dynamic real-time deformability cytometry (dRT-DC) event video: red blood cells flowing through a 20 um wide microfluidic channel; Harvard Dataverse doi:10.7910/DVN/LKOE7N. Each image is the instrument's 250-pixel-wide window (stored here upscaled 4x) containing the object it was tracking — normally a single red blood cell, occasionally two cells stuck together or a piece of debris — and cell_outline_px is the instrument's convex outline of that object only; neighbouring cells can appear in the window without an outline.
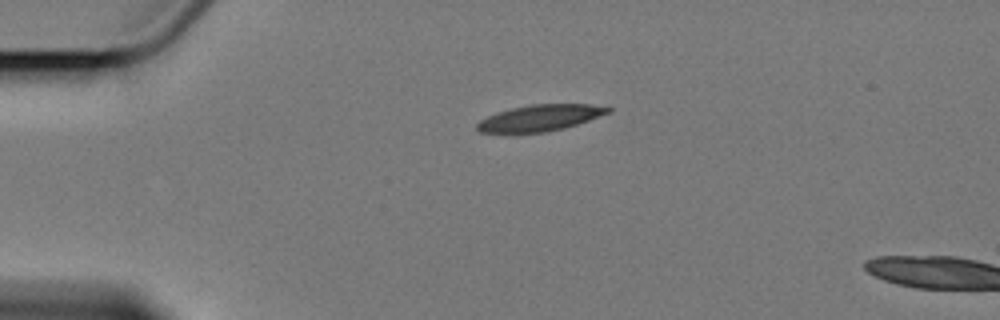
{"species": "Egyptian fruit bat (a non-hibernating species)", "species_latin": "Rousettus aegyptiacus", "temperature_condition": "cold", "stored_images_in_passage": 3, "segment_of_instrument_passage": [1, 2], "camera_frame_rate_fps": 3000, "um_per_image_px": 0.085, "animal": {"sex": "female"}, "frame": {"image": 1, "passage_image": 1, "time_ms": 0.0, "image_size_px": [1000, 320], "cell_outline_px": [[612, 112], [564, 128], [548, 132], [480, 132], [476, 128], [476, 124], [480, 120], [496, 112], [512, 108], [532, 104], [592, 104], [612, 108]], "centroid_in_image_um": [45.93, 10.01], "position_along_channel_um": 39.1, "area_um2": 19.88}}